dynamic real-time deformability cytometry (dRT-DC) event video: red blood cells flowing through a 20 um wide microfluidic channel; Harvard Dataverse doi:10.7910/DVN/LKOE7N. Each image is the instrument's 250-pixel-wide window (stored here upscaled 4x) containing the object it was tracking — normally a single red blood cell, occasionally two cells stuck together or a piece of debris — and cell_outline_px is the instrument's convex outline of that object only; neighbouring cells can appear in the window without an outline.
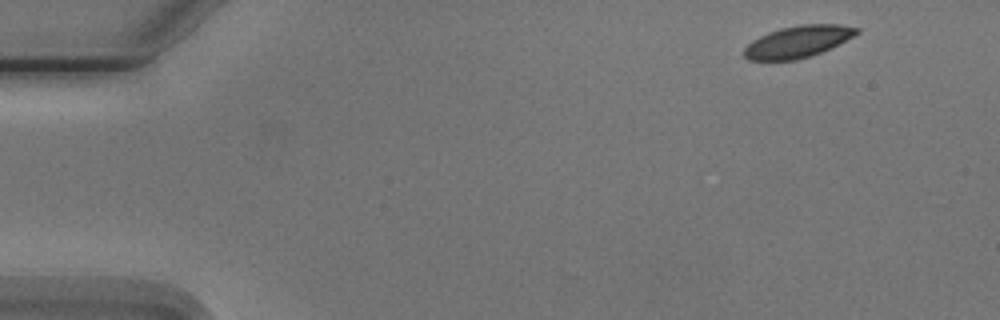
{"species": "Egyptian fruit bat (a non-hibernating species)", "species_latin": "Rousettus aegyptiacus", "temperature_condition": "cold", "stored_images_in_passage": 6, "camera_frame_rate_fps": 3000, "um_per_image_px": 0.085, "animal": {"sex": "male"}, "frame": {"image": 1, "passage_image": 1, "time_ms": 0.0, "image_size_px": [1000, 320], "cell_outline_px": [[860, 32], [812, 56], [796, 60], [748, 60], [744, 56], [744, 48], [752, 40], [768, 32], [780, 28], [800, 24], [840, 24], [860, 28]], "centroid_in_image_um": [67.79, 3.53], "position_along_channel_um": 17.2, "area_um2": 20.69}}
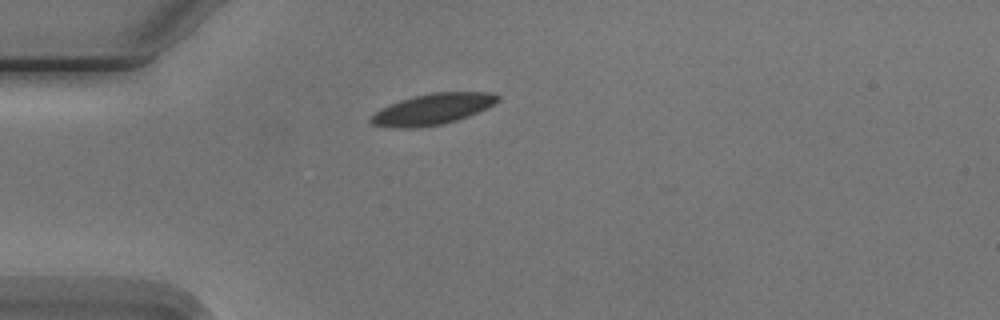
{"frame": {"image": 2, "passage_image": 3, "time_ms": 3.333, "image_size_px": [1000, 320], "cell_outline_px": [[500, 100], [496, 104], [488, 108], [468, 116], [456, 120], [440, 124], [412, 128], [396, 128], [372, 124], [368, 120], [380, 108], [400, 100], [412, 96], [432, 92], [496, 92], [500, 96]], "centroid_in_image_um": [36.82, 9.26], "position_along_channel_um": 48.2, "area_um2": 23.0}}
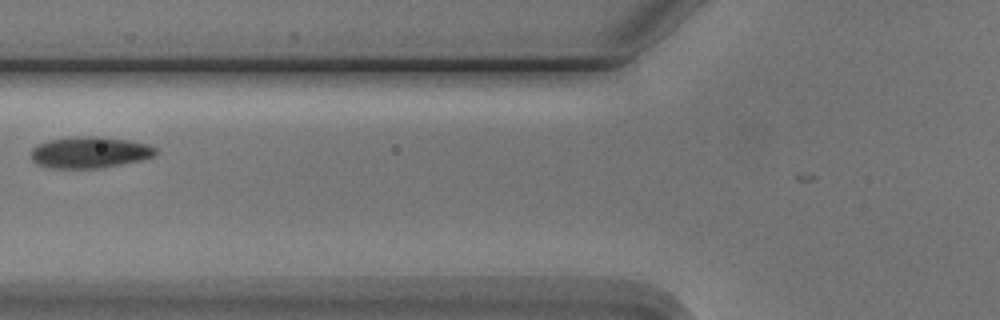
{"frame": {"image": 3, "passage_image": 5, "time_ms": 5.667, "image_size_px": [1000, 320], "cell_outline_px": [[156, 152], [152, 156], [140, 160], [120, 164], [96, 168], [52, 168], [36, 164], [32, 160], [32, 148], [36, 144], [48, 140], [76, 136], [104, 136], [128, 140], [148, 144], [156, 148]], "centroid_in_image_um": [7.59, 12.93], "position_along_channel_um": 118.2, "area_um2": 22.77}}